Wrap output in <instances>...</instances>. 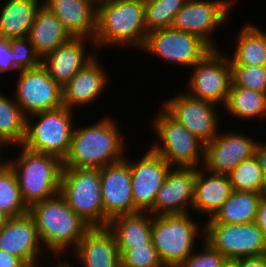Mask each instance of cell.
<instances>
[{
	"label": "cell",
	"instance_id": "1",
	"mask_svg": "<svg viewBox=\"0 0 266 267\" xmlns=\"http://www.w3.org/2000/svg\"><path fill=\"white\" fill-rule=\"evenodd\" d=\"M117 121L109 116L94 124L74 127L63 169H100L125 159V143Z\"/></svg>",
	"mask_w": 266,
	"mask_h": 267
},
{
	"label": "cell",
	"instance_id": "2",
	"mask_svg": "<svg viewBox=\"0 0 266 267\" xmlns=\"http://www.w3.org/2000/svg\"><path fill=\"white\" fill-rule=\"evenodd\" d=\"M42 246L56 255L65 253L68 248H76L79 241L91 229L65 202L58 193L56 196L36 202L29 207Z\"/></svg>",
	"mask_w": 266,
	"mask_h": 267
},
{
	"label": "cell",
	"instance_id": "3",
	"mask_svg": "<svg viewBox=\"0 0 266 267\" xmlns=\"http://www.w3.org/2000/svg\"><path fill=\"white\" fill-rule=\"evenodd\" d=\"M148 31L145 24V6L142 0H113L97 8V27L94 47L110 45L142 49Z\"/></svg>",
	"mask_w": 266,
	"mask_h": 267
},
{
	"label": "cell",
	"instance_id": "4",
	"mask_svg": "<svg viewBox=\"0 0 266 267\" xmlns=\"http://www.w3.org/2000/svg\"><path fill=\"white\" fill-rule=\"evenodd\" d=\"M15 160L6 163L14 170L24 202L32 204L59 193L63 161L51 154L33 152L21 145Z\"/></svg>",
	"mask_w": 266,
	"mask_h": 267
},
{
	"label": "cell",
	"instance_id": "5",
	"mask_svg": "<svg viewBox=\"0 0 266 267\" xmlns=\"http://www.w3.org/2000/svg\"><path fill=\"white\" fill-rule=\"evenodd\" d=\"M190 214L152 217L151 241L164 267H178L194 253L202 229Z\"/></svg>",
	"mask_w": 266,
	"mask_h": 267
},
{
	"label": "cell",
	"instance_id": "6",
	"mask_svg": "<svg viewBox=\"0 0 266 267\" xmlns=\"http://www.w3.org/2000/svg\"><path fill=\"white\" fill-rule=\"evenodd\" d=\"M59 194L91 228L104 227L100 169H63Z\"/></svg>",
	"mask_w": 266,
	"mask_h": 267
},
{
	"label": "cell",
	"instance_id": "7",
	"mask_svg": "<svg viewBox=\"0 0 266 267\" xmlns=\"http://www.w3.org/2000/svg\"><path fill=\"white\" fill-rule=\"evenodd\" d=\"M161 110L154 117L152 127L162 144L156 143L151 149L171 167H202L205 159V143L174 120L163 108Z\"/></svg>",
	"mask_w": 266,
	"mask_h": 267
},
{
	"label": "cell",
	"instance_id": "8",
	"mask_svg": "<svg viewBox=\"0 0 266 267\" xmlns=\"http://www.w3.org/2000/svg\"><path fill=\"white\" fill-rule=\"evenodd\" d=\"M73 113L69 108L62 106L28 116L22 146L33 152L54 155L63 161L72 140ZM35 117L38 120L32 123Z\"/></svg>",
	"mask_w": 266,
	"mask_h": 267
},
{
	"label": "cell",
	"instance_id": "9",
	"mask_svg": "<svg viewBox=\"0 0 266 267\" xmlns=\"http://www.w3.org/2000/svg\"><path fill=\"white\" fill-rule=\"evenodd\" d=\"M192 68L186 93L224 107L232 84L231 62L227 53L212 49Z\"/></svg>",
	"mask_w": 266,
	"mask_h": 267
},
{
	"label": "cell",
	"instance_id": "10",
	"mask_svg": "<svg viewBox=\"0 0 266 267\" xmlns=\"http://www.w3.org/2000/svg\"><path fill=\"white\" fill-rule=\"evenodd\" d=\"M204 240L226 259L266 254V239L255 222L245 224L205 223Z\"/></svg>",
	"mask_w": 266,
	"mask_h": 267
},
{
	"label": "cell",
	"instance_id": "11",
	"mask_svg": "<svg viewBox=\"0 0 266 267\" xmlns=\"http://www.w3.org/2000/svg\"><path fill=\"white\" fill-rule=\"evenodd\" d=\"M141 50L176 66L192 69V66L202 60L212 48L200 37L170 27L149 31Z\"/></svg>",
	"mask_w": 266,
	"mask_h": 267
},
{
	"label": "cell",
	"instance_id": "12",
	"mask_svg": "<svg viewBox=\"0 0 266 267\" xmlns=\"http://www.w3.org/2000/svg\"><path fill=\"white\" fill-rule=\"evenodd\" d=\"M18 74L13 96L27 117L63 106L62 87L42 65Z\"/></svg>",
	"mask_w": 266,
	"mask_h": 267
},
{
	"label": "cell",
	"instance_id": "13",
	"mask_svg": "<svg viewBox=\"0 0 266 267\" xmlns=\"http://www.w3.org/2000/svg\"><path fill=\"white\" fill-rule=\"evenodd\" d=\"M234 2V0H187L177 12L172 28L196 35L212 49H220L212 39V32L228 18Z\"/></svg>",
	"mask_w": 266,
	"mask_h": 267
},
{
	"label": "cell",
	"instance_id": "14",
	"mask_svg": "<svg viewBox=\"0 0 266 267\" xmlns=\"http://www.w3.org/2000/svg\"><path fill=\"white\" fill-rule=\"evenodd\" d=\"M162 108L191 134L205 144L212 141L220 133L217 104L196 99L182 92L178 96L163 102Z\"/></svg>",
	"mask_w": 266,
	"mask_h": 267
},
{
	"label": "cell",
	"instance_id": "15",
	"mask_svg": "<svg viewBox=\"0 0 266 267\" xmlns=\"http://www.w3.org/2000/svg\"><path fill=\"white\" fill-rule=\"evenodd\" d=\"M125 160L130 165L134 213L150 212L171 166L151 148L137 162L126 156Z\"/></svg>",
	"mask_w": 266,
	"mask_h": 267
},
{
	"label": "cell",
	"instance_id": "16",
	"mask_svg": "<svg viewBox=\"0 0 266 267\" xmlns=\"http://www.w3.org/2000/svg\"><path fill=\"white\" fill-rule=\"evenodd\" d=\"M257 141L245 133H221L205 144L204 169L214 174H229L241 162L255 155Z\"/></svg>",
	"mask_w": 266,
	"mask_h": 267
},
{
	"label": "cell",
	"instance_id": "17",
	"mask_svg": "<svg viewBox=\"0 0 266 267\" xmlns=\"http://www.w3.org/2000/svg\"><path fill=\"white\" fill-rule=\"evenodd\" d=\"M100 178L104 227H107L111 218L134 213L130 165L123 159L100 168Z\"/></svg>",
	"mask_w": 266,
	"mask_h": 267
},
{
	"label": "cell",
	"instance_id": "18",
	"mask_svg": "<svg viewBox=\"0 0 266 267\" xmlns=\"http://www.w3.org/2000/svg\"><path fill=\"white\" fill-rule=\"evenodd\" d=\"M196 170L197 168L171 167L157 192L150 213L153 216L189 213L194 201Z\"/></svg>",
	"mask_w": 266,
	"mask_h": 267
},
{
	"label": "cell",
	"instance_id": "19",
	"mask_svg": "<svg viewBox=\"0 0 266 267\" xmlns=\"http://www.w3.org/2000/svg\"><path fill=\"white\" fill-rule=\"evenodd\" d=\"M41 241L33 217L27 213L8 218L0 228V249L18 257L27 267H38ZM40 256V257H39Z\"/></svg>",
	"mask_w": 266,
	"mask_h": 267
},
{
	"label": "cell",
	"instance_id": "20",
	"mask_svg": "<svg viewBox=\"0 0 266 267\" xmlns=\"http://www.w3.org/2000/svg\"><path fill=\"white\" fill-rule=\"evenodd\" d=\"M97 54L95 53L94 57L62 87L63 106L66 108L74 110L78 106L95 102L98 96H102L109 77Z\"/></svg>",
	"mask_w": 266,
	"mask_h": 267
},
{
	"label": "cell",
	"instance_id": "21",
	"mask_svg": "<svg viewBox=\"0 0 266 267\" xmlns=\"http://www.w3.org/2000/svg\"><path fill=\"white\" fill-rule=\"evenodd\" d=\"M43 5L58 17L71 37L89 38L90 44L94 45L97 7L92 2L89 0H44Z\"/></svg>",
	"mask_w": 266,
	"mask_h": 267
},
{
	"label": "cell",
	"instance_id": "22",
	"mask_svg": "<svg viewBox=\"0 0 266 267\" xmlns=\"http://www.w3.org/2000/svg\"><path fill=\"white\" fill-rule=\"evenodd\" d=\"M87 39L89 38L71 37L41 59V65L61 87L94 57L93 52H85Z\"/></svg>",
	"mask_w": 266,
	"mask_h": 267
},
{
	"label": "cell",
	"instance_id": "23",
	"mask_svg": "<svg viewBox=\"0 0 266 267\" xmlns=\"http://www.w3.org/2000/svg\"><path fill=\"white\" fill-rule=\"evenodd\" d=\"M72 251L83 267H121L120 250L107 227L91 228Z\"/></svg>",
	"mask_w": 266,
	"mask_h": 267
},
{
	"label": "cell",
	"instance_id": "24",
	"mask_svg": "<svg viewBox=\"0 0 266 267\" xmlns=\"http://www.w3.org/2000/svg\"><path fill=\"white\" fill-rule=\"evenodd\" d=\"M202 169L197 168L196 170L192 210L199 214H207L209 215L208 219H211L233 190L229 175L214 174L204 170V167Z\"/></svg>",
	"mask_w": 266,
	"mask_h": 267
},
{
	"label": "cell",
	"instance_id": "25",
	"mask_svg": "<svg viewBox=\"0 0 266 267\" xmlns=\"http://www.w3.org/2000/svg\"><path fill=\"white\" fill-rule=\"evenodd\" d=\"M152 217L150 212H135L113 217L107 229L115 237L119 249H133L150 243L152 238Z\"/></svg>",
	"mask_w": 266,
	"mask_h": 267
},
{
	"label": "cell",
	"instance_id": "26",
	"mask_svg": "<svg viewBox=\"0 0 266 267\" xmlns=\"http://www.w3.org/2000/svg\"><path fill=\"white\" fill-rule=\"evenodd\" d=\"M28 38L37 55L42 59L59 45L67 42L71 36L58 17L42 5L31 25Z\"/></svg>",
	"mask_w": 266,
	"mask_h": 267
},
{
	"label": "cell",
	"instance_id": "27",
	"mask_svg": "<svg viewBox=\"0 0 266 267\" xmlns=\"http://www.w3.org/2000/svg\"><path fill=\"white\" fill-rule=\"evenodd\" d=\"M43 0H6L0 10V34L6 39L28 37Z\"/></svg>",
	"mask_w": 266,
	"mask_h": 267
},
{
	"label": "cell",
	"instance_id": "28",
	"mask_svg": "<svg viewBox=\"0 0 266 267\" xmlns=\"http://www.w3.org/2000/svg\"><path fill=\"white\" fill-rule=\"evenodd\" d=\"M262 193L232 191L213 218L205 223L245 224L256 221Z\"/></svg>",
	"mask_w": 266,
	"mask_h": 267
},
{
	"label": "cell",
	"instance_id": "29",
	"mask_svg": "<svg viewBox=\"0 0 266 267\" xmlns=\"http://www.w3.org/2000/svg\"><path fill=\"white\" fill-rule=\"evenodd\" d=\"M231 65L266 66V31L246 24L238 33Z\"/></svg>",
	"mask_w": 266,
	"mask_h": 267
},
{
	"label": "cell",
	"instance_id": "30",
	"mask_svg": "<svg viewBox=\"0 0 266 267\" xmlns=\"http://www.w3.org/2000/svg\"><path fill=\"white\" fill-rule=\"evenodd\" d=\"M27 116L15 101L0 92V146H21L26 135Z\"/></svg>",
	"mask_w": 266,
	"mask_h": 267
},
{
	"label": "cell",
	"instance_id": "31",
	"mask_svg": "<svg viewBox=\"0 0 266 267\" xmlns=\"http://www.w3.org/2000/svg\"><path fill=\"white\" fill-rule=\"evenodd\" d=\"M224 110L240 120L266 117V93L231 85Z\"/></svg>",
	"mask_w": 266,
	"mask_h": 267
},
{
	"label": "cell",
	"instance_id": "32",
	"mask_svg": "<svg viewBox=\"0 0 266 267\" xmlns=\"http://www.w3.org/2000/svg\"><path fill=\"white\" fill-rule=\"evenodd\" d=\"M0 211L9 218L29 213L14 170L6 162L0 167Z\"/></svg>",
	"mask_w": 266,
	"mask_h": 267
},
{
	"label": "cell",
	"instance_id": "33",
	"mask_svg": "<svg viewBox=\"0 0 266 267\" xmlns=\"http://www.w3.org/2000/svg\"><path fill=\"white\" fill-rule=\"evenodd\" d=\"M228 175L233 191L266 194V183L256 154L245 159Z\"/></svg>",
	"mask_w": 266,
	"mask_h": 267
},
{
	"label": "cell",
	"instance_id": "34",
	"mask_svg": "<svg viewBox=\"0 0 266 267\" xmlns=\"http://www.w3.org/2000/svg\"><path fill=\"white\" fill-rule=\"evenodd\" d=\"M187 0H146L145 24L147 31L159 28H170L177 12Z\"/></svg>",
	"mask_w": 266,
	"mask_h": 267
},
{
	"label": "cell",
	"instance_id": "35",
	"mask_svg": "<svg viewBox=\"0 0 266 267\" xmlns=\"http://www.w3.org/2000/svg\"><path fill=\"white\" fill-rule=\"evenodd\" d=\"M232 84L266 93V66L231 65Z\"/></svg>",
	"mask_w": 266,
	"mask_h": 267
},
{
	"label": "cell",
	"instance_id": "36",
	"mask_svg": "<svg viewBox=\"0 0 266 267\" xmlns=\"http://www.w3.org/2000/svg\"><path fill=\"white\" fill-rule=\"evenodd\" d=\"M119 250L121 267H164L152 241L133 249Z\"/></svg>",
	"mask_w": 266,
	"mask_h": 267
},
{
	"label": "cell",
	"instance_id": "37",
	"mask_svg": "<svg viewBox=\"0 0 266 267\" xmlns=\"http://www.w3.org/2000/svg\"><path fill=\"white\" fill-rule=\"evenodd\" d=\"M10 47L13 52L14 66L18 72L35 69L41 65V58L37 55L28 37L10 39Z\"/></svg>",
	"mask_w": 266,
	"mask_h": 267
},
{
	"label": "cell",
	"instance_id": "38",
	"mask_svg": "<svg viewBox=\"0 0 266 267\" xmlns=\"http://www.w3.org/2000/svg\"><path fill=\"white\" fill-rule=\"evenodd\" d=\"M200 235L203 236L201 241V249L199 252L194 253L178 267H221L225 261V257L216 249H214L208 242L204 240V227Z\"/></svg>",
	"mask_w": 266,
	"mask_h": 267
},
{
	"label": "cell",
	"instance_id": "39",
	"mask_svg": "<svg viewBox=\"0 0 266 267\" xmlns=\"http://www.w3.org/2000/svg\"><path fill=\"white\" fill-rule=\"evenodd\" d=\"M18 69L14 66L13 62V52L10 47V40L6 39L2 35V51L0 53V73H5L8 71L13 72Z\"/></svg>",
	"mask_w": 266,
	"mask_h": 267
},
{
	"label": "cell",
	"instance_id": "40",
	"mask_svg": "<svg viewBox=\"0 0 266 267\" xmlns=\"http://www.w3.org/2000/svg\"><path fill=\"white\" fill-rule=\"evenodd\" d=\"M255 223L262 231L264 238L266 239V194H263L257 209V217Z\"/></svg>",
	"mask_w": 266,
	"mask_h": 267
},
{
	"label": "cell",
	"instance_id": "41",
	"mask_svg": "<svg viewBox=\"0 0 266 267\" xmlns=\"http://www.w3.org/2000/svg\"><path fill=\"white\" fill-rule=\"evenodd\" d=\"M0 267H27L18 257L0 249Z\"/></svg>",
	"mask_w": 266,
	"mask_h": 267
},
{
	"label": "cell",
	"instance_id": "42",
	"mask_svg": "<svg viewBox=\"0 0 266 267\" xmlns=\"http://www.w3.org/2000/svg\"><path fill=\"white\" fill-rule=\"evenodd\" d=\"M239 267H266V254L257 257H247L238 259Z\"/></svg>",
	"mask_w": 266,
	"mask_h": 267
},
{
	"label": "cell",
	"instance_id": "43",
	"mask_svg": "<svg viewBox=\"0 0 266 267\" xmlns=\"http://www.w3.org/2000/svg\"><path fill=\"white\" fill-rule=\"evenodd\" d=\"M255 154L258 158L260 168L262 170L266 183V142L262 143L258 141Z\"/></svg>",
	"mask_w": 266,
	"mask_h": 267
},
{
	"label": "cell",
	"instance_id": "44",
	"mask_svg": "<svg viewBox=\"0 0 266 267\" xmlns=\"http://www.w3.org/2000/svg\"><path fill=\"white\" fill-rule=\"evenodd\" d=\"M221 267H239L238 266V259H225V261L222 263Z\"/></svg>",
	"mask_w": 266,
	"mask_h": 267
},
{
	"label": "cell",
	"instance_id": "45",
	"mask_svg": "<svg viewBox=\"0 0 266 267\" xmlns=\"http://www.w3.org/2000/svg\"><path fill=\"white\" fill-rule=\"evenodd\" d=\"M57 259V265H54V267H73L68 261H62V259L60 260V257Z\"/></svg>",
	"mask_w": 266,
	"mask_h": 267
},
{
	"label": "cell",
	"instance_id": "46",
	"mask_svg": "<svg viewBox=\"0 0 266 267\" xmlns=\"http://www.w3.org/2000/svg\"><path fill=\"white\" fill-rule=\"evenodd\" d=\"M89 1L92 2L98 8L100 5L109 3L113 0H89Z\"/></svg>",
	"mask_w": 266,
	"mask_h": 267
},
{
	"label": "cell",
	"instance_id": "47",
	"mask_svg": "<svg viewBox=\"0 0 266 267\" xmlns=\"http://www.w3.org/2000/svg\"><path fill=\"white\" fill-rule=\"evenodd\" d=\"M8 216L0 211V228L7 222Z\"/></svg>",
	"mask_w": 266,
	"mask_h": 267
},
{
	"label": "cell",
	"instance_id": "48",
	"mask_svg": "<svg viewBox=\"0 0 266 267\" xmlns=\"http://www.w3.org/2000/svg\"><path fill=\"white\" fill-rule=\"evenodd\" d=\"M2 51V35L0 34V53Z\"/></svg>",
	"mask_w": 266,
	"mask_h": 267
},
{
	"label": "cell",
	"instance_id": "49",
	"mask_svg": "<svg viewBox=\"0 0 266 267\" xmlns=\"http://www.w3.org/2000/svg\"><path fill=\"white\" fill-rule=\"evenodd\" d=\"M0 155H1V153H0ZM1 159H3V158L0 156V167L5 163V161L1 160Z\"/></svg>",
	"mask_w": 266,
	"mask_h": 267
}]
</instances>
